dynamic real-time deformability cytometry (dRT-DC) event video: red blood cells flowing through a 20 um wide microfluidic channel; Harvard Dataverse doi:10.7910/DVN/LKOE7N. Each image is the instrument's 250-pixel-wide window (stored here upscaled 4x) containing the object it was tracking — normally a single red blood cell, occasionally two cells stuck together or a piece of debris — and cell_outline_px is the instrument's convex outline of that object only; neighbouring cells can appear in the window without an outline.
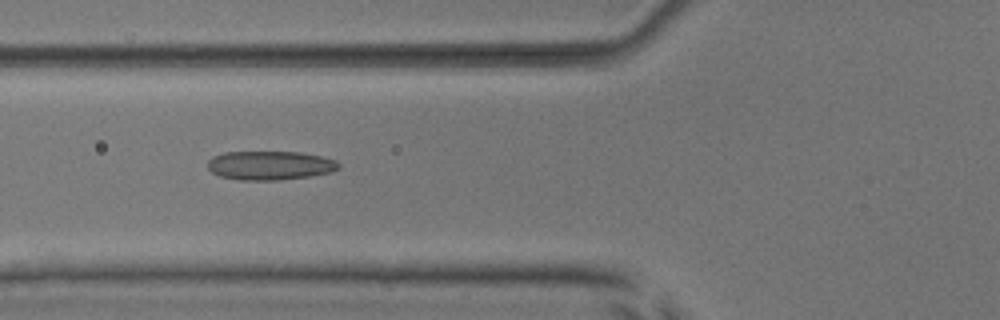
{"species": "common noctule bat (a hibernating species)", "species_latin": "Nyctalus noctula", "temperature_condition": "room temperature", "stored_images_in_passage": 7, "camera_frame_rate_fps": 3000, "um_per_image_px": 0.085, "animal": {"sex": "male", "body_mass_g": 17.9, "forearm_length_mm": 54.2}, "frame": {"image": 1, "passage_image": 5, "time_ms": 5.333, "image_size_px": [1000, 320], "cell_outline_px": [[340, 168], [332, 172], [308, 176], [276, 180], [240, 180], [220, 176], [212, 172], [208, 168], [208, 160], [212, 156], [224, 152], [300, 152], [320, 156], [336, 160], [340, 164]], "centroid_in_image_um": [22.94, 14.05], "position_along_channel_um": 102.9, "area_um2": 22.08}}
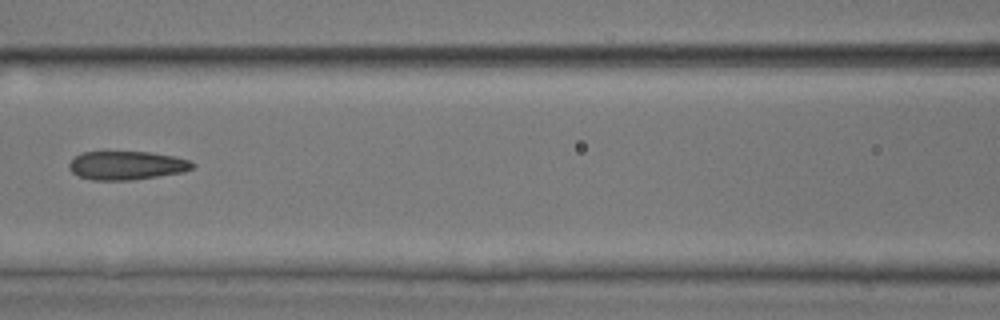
{"frame": {"image": 2, "passage_image": 6, "time_ms": 6.667, "image_size_px": [1000, 320], "cell_outline_px": [[196, 164], [192, 168], [184, 172], [132, 180], [92, 180], [80, 176], [72, 172], [68, 168], [68, 164], [80, 152], [152, 152], [176, 156], [192, 160]], "centroid_in_image_um": [10.81, 14.05], "position_along_channel_um": 155.8, "area_um2": 20.75}}